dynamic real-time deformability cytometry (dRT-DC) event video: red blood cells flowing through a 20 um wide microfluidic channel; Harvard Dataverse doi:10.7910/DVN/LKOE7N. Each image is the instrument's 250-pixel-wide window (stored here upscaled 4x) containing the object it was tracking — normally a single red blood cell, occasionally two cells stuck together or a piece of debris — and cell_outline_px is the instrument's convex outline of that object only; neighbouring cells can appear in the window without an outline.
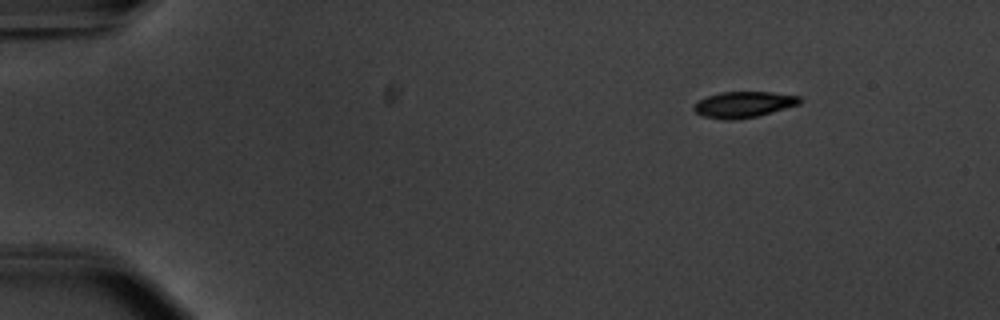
{"species": "common noctule bat (a hibernating species)", "species_latin": "Nyctalus noctula", "temperature_condition": "warm", "stored_images_in_passage": 49, "camera_frame_rate_fps": 3000, "um_per_image_px": 0.085, "animal": {"sex": "male", "body_mass_g": 20.1, "forearm_length_mm": 53.5}, "frame": {"image": 1, "passage_image": 1, "time_ms": 0.0, "image_size_px": [1000, 320], "cell_outline_px": [[804, 100], [800, 104], [756, 116], [732, 120], [724, 120], [704, 116], [696, 112], [692, 108], [692, 104], [708, 96], [720, 92], [772, 92], [800, 96]], "centroid_in_image_um": [63.21, 8.87], "position_along_channel_um": 21.8, "area_um2": 16.01}}
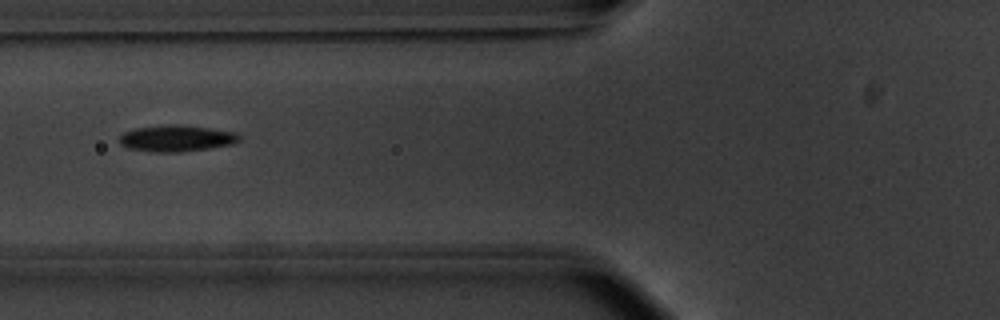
{"frame": {"image": 2, "passage_image": 16, "time_ms": 5.0, "image_size_px": [1000, 320], "cell_outline_px": [[240, 140], [232, 144], [208, 148], [176, 152], [152, 152], [128, 148], [120, 144], [120, 136], [124, 132], [136, 128], [164, 124], [180, 124], [236, 132], [240, 136]], "centroid_in_image_um": [14.98, 11.75], "position_along_channel_um": 110.8, "area_um2": 18.38}}
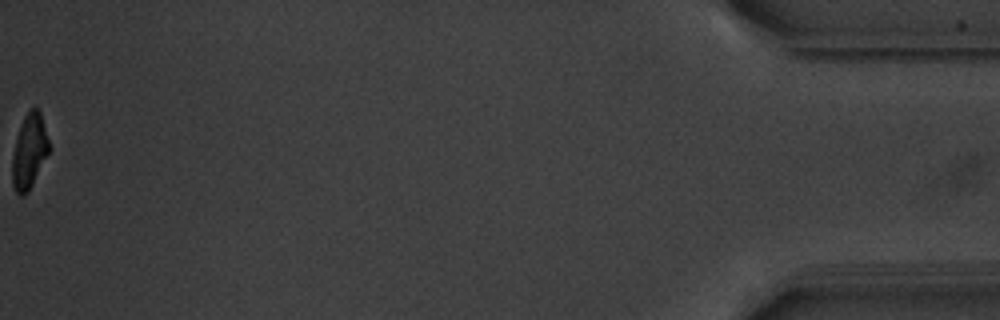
{"frame": {"image": 3, "passage_image": 49, "time_ms": 16.0, "image_size_px": [1000, 320], "cell_outline_px": [[48, 152], [28, 192], [20, 196], [16, 192], [12, 184], [12, 156], [16, 140], [24, 116], [28, 108], [36, 108], [40, 112], [48, 140]], "centroid_in_image_um": [2.46, 12.86], "position_along_channel_um": 432.7, "area_um2": 15.49}, "authors_computed_cell_mechanics": {"area_um2": 17.3978, "velocity_mm_per_s": 3.7516, "shape_relaxation_time_tau1_ms": 2.7791, "shape_relaxation_time_tau2_ms": 3.7209, "deformation_change_tau1": 0.1436, "deformation_change_tau2": 0.0923}}